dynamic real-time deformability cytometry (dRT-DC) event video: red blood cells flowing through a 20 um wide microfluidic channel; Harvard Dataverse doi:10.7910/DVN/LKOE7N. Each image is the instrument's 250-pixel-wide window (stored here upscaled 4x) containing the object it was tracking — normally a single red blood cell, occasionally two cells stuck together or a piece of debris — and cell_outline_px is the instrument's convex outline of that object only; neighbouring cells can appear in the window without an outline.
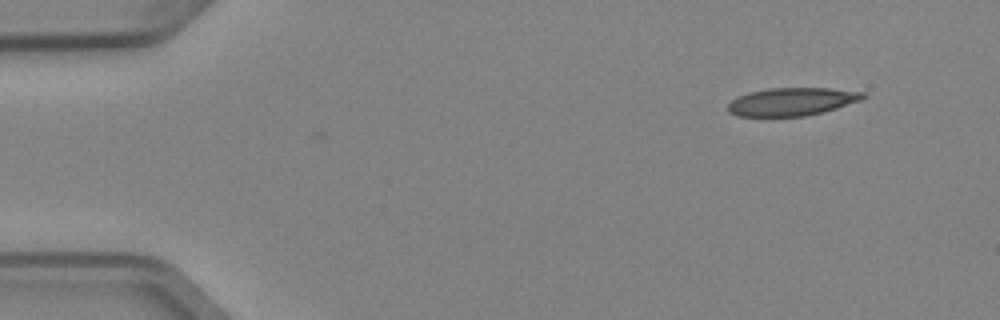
{"species": "Egyptian fruit bat (a non-hibernating species)", "species_latin": "Rousettus aegyptiacus", "temperature_condition": "cold", "stored_images_in_passage": 2, "camera_frame_rate_fps": 3000, "um_per_image_px": 0.085, "animal": {"sex": "female"}, "frame": {"image": 1, "passage_image": 1, "time_ms": 0.0, "image_size_px": [1000, 320], "cell_outline_px": [[868, 96], [860, 100], [836, 108], [804, 116], [736, 116], [728, 112], [728, 104], [732, 100], [748, 92], [768, 88], [828, 88], [864, 92]], "centroid_in_image_um": [67.29, 8.63], "position_along_channel_um": 17.7, "area_um2": 21.85}}